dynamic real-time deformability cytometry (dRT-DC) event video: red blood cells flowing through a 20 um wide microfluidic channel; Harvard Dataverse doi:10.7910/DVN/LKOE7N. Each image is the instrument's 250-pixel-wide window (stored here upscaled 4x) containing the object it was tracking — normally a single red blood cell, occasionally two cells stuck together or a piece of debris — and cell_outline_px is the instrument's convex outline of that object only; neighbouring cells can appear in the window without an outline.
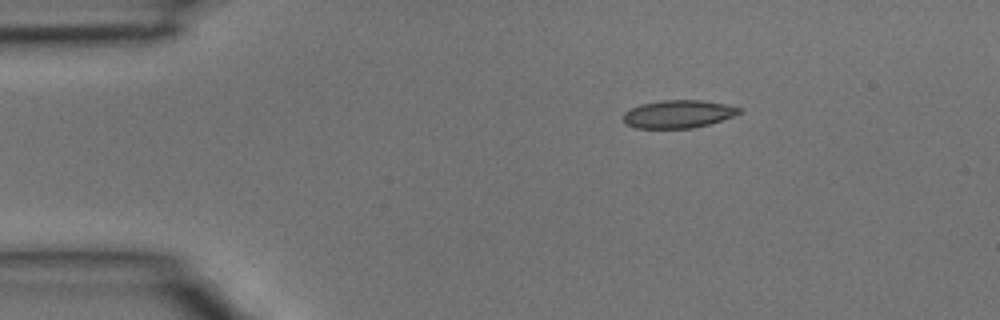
{"species": "common noctule bat (a hibernating species)", "species_latin": "Nyctalus noctula", "temperature_condition": "room temperature", "stored_images_in_passage": 4, "camera_frame_rate_fps": 3000, "um_per_image_px": 0.085, "animal": {"sex": "male", "body_mass_g": 15.6}, "frame": {"image": 1, "passage_image": 4, "time_ms": 1.0, "image_size_px": [1000, 320], "cell_outline_px": [[740, 112], [732, 116], [708, 124], [692, 128], [636, 128], [624, 124], [624, 112], [640, 104], [660, 100], [700, 100], [724, 104], [740, 108]], "centroid_in_image_um": [57.59, 9.69], "position_along_channel_um": 27.4, "area_um2": 18.61}}